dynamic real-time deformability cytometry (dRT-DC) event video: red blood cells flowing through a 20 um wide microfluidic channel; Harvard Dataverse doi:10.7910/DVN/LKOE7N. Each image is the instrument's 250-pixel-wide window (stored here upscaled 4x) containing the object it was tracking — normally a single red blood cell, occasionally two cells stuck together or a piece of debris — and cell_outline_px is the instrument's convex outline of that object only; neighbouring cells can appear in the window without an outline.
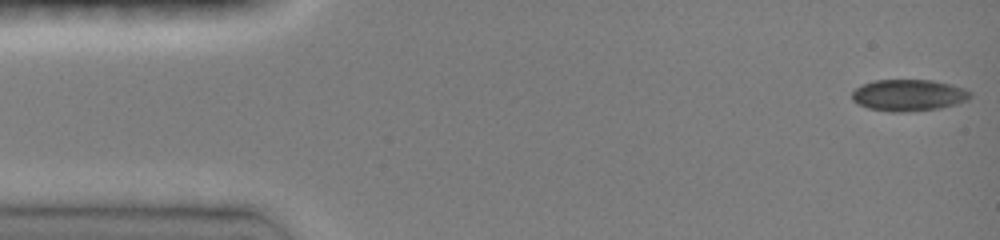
{"species": "common noctule bat (a hibernating species)", "species_latin": "Nyctalus noctula", "temperature_condition": "room temperature", "stored_images_in_passage": 12, "camera_frame_rate_fps": 3000, "um_per_image_px": 0.085, "animal": {"sex": "female", "body_mass_g": 19.0, "forearm_length_mm": 51.5}, "frame": {"image": 1, "passage_image": 1, "time_ms": 0.0, "image_size_px": [1000, 240], "cell_outline_px": [[972, 96], [968, 100], [956, 104], [940, 108], [908, 112], [892, 112], [868, 108], [852, 100], [852, 92], [860, 84], [872, 80], [932, 80], [952, 84], [964, 88], [972, 92]], "centroid_in_image_um": [77.25, 8.08], "position_along_channel_um": 7.8, "area_um2": 22.02}}